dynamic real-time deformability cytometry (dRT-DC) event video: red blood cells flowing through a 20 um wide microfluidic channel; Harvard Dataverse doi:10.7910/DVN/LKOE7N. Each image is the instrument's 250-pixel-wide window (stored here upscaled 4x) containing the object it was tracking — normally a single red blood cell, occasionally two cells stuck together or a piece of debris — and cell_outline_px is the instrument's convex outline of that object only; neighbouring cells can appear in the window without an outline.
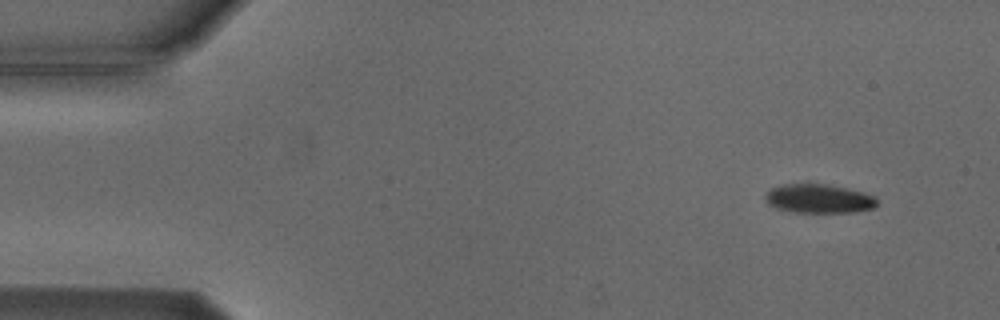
{"species": "Egyptian fruit bat (a non-hibernating species)", "species_latin": "Rousettus aegyptiacus", "temperature_condition": "cold", "stored_images_in_passage": 4, "camera_frame_rate_fps": 3000, "um_per_image_px": 0.085, "animal": {"sex": "male"}, "frame": {"image": 1, "passage_image": 1, "time_ms": 0.0, "image_size_px": [1000, 320], "cell_outline_px": [[876, 204], [872, 208], [856, 212], [796, 212], [776, 208], [768, 204], [764, 200], [764, 196], [768, 188], [784, 184], [828, 184], [848, 188], [864, 192], [876, 196]], "centroid_in_image_um": [69.57, 16.87], "position_along_channel_um": 15.4, "area_um2": 19.02}}
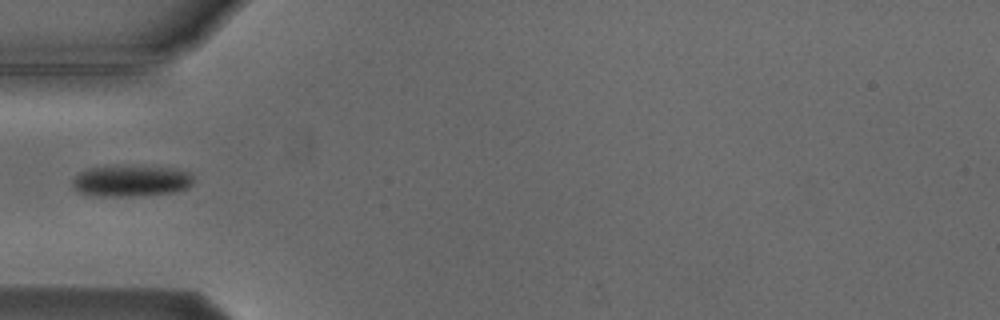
{"frame": {"image": 2, "passage_image": 4, "time_ms": 4.333, "image_size_px": [1000, 320], "cell_outline_px": [[192, 184], [188, 188], [176, 192], [132, 196], [96, 196], [80, 192], [72, 188], [72, 180], [80, 172], [88, 168], [104, 164], [116, 164], [176, 168], [192, 172]], "centroid_in_image_um": [11.13, 15.33], "position_along_channel_um": 73.9, "area_um2": 22.89}}